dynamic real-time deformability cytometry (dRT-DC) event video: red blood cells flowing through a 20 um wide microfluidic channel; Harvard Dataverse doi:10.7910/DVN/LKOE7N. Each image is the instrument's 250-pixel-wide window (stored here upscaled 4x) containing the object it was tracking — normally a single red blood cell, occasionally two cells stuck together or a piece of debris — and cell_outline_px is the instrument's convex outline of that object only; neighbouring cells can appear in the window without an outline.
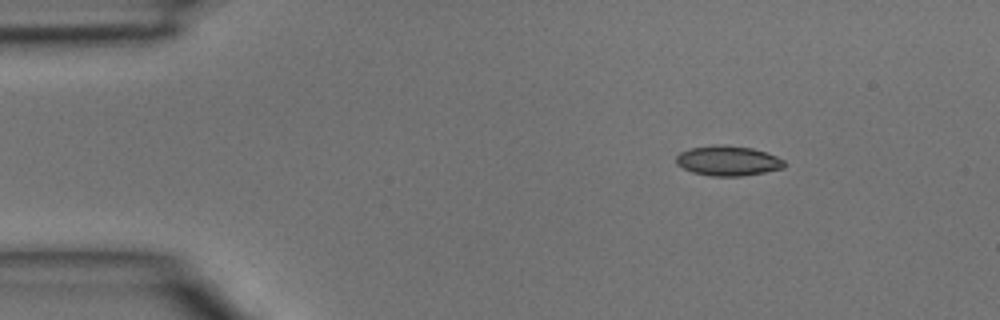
{"species": "common noctule bat (a hibernating species)", "species_latin": "Nyctalus noctula", "temperature_condition": "room temperature", "stored_images_in_passage": 3, "camera_frame_rate_fps": 3000, "um_per_image_px": 0.085, "animal": {"sex": "male", "body_mass_g": 15.6}, "frame": {"image": 1, "passage_image": 1, "time_ms": 0.0, "image_size_px": [1000, 320], "cell_outline_px": [[784, 168], [764, 172], [740, 176], [712, 176], [692, 172], [676, 164], [676, 156], [680, 152], [688, 148], [712, 144], [724, 144], [752, 148], [776, 156], [784, 160]], "centroid_in_image_um": [61.83, 13.65], "position_along_channel_um": 23.2, "area_um2": 18.96}}
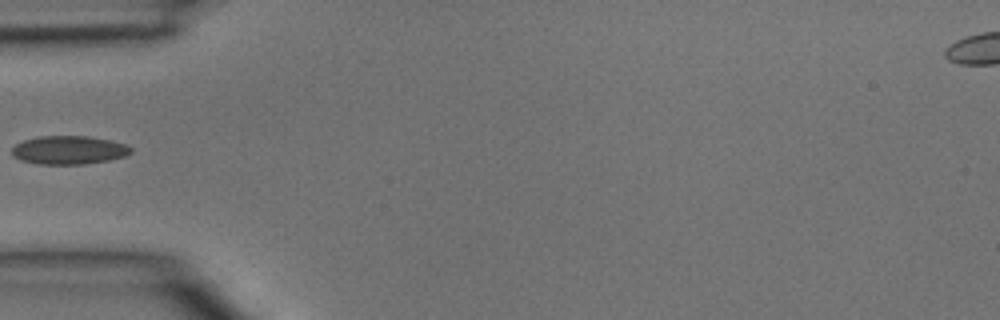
{"frame": {"image": 2, "passage_image": 3, "time_ms": 0.667, "image_size_px": [1000, 320], "cell_outline_px": [[132, 152], [124, 156], [108, 160], [84, 164], [40, 164], [20, 160], [12, 156], [12, 148], [16, 144], [24, 140], [40, 136], [88, 136], [128, 144], [132, 148]], "centroid_in_image_um": [5.85, 12.75], "position_along_channel_um": 79.1, "area_um2": 19.71}}